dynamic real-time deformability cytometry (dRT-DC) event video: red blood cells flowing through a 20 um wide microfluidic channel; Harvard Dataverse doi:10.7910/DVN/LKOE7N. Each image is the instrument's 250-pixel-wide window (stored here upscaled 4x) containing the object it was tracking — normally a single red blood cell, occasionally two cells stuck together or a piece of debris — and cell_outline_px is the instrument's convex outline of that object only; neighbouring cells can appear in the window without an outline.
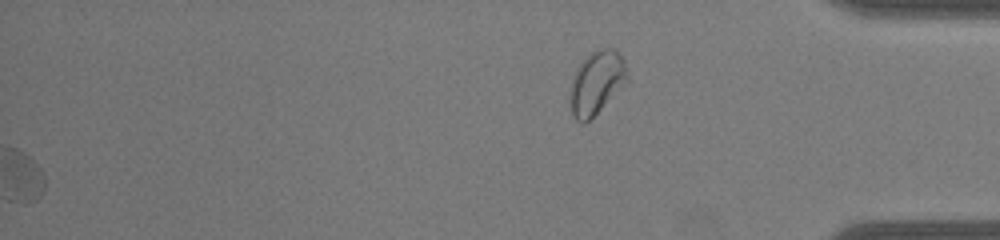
{"species": "common noctule bat (a hibernating species)", "species_latin": "Nyctalus noctula", "temperature_condition": "warm", "stored_images_in_passage": 31, "segment_of_instrument_passage": [3, 3], "camera_frame_rate_fps": 3000, "um_per_image_px": 0.085, "animal": {"sex": "male", "body_mass_g": 19.0, "forearm_length_mm": 50.8}, "frame": {"image": 1, "passage_image": 31, "time_ms": 10.0, "image_size_px": [1000, 240], "cell_outline_px": [[628, 84], [584, 124], [580, 124], [572, 116], [572, 80], [576, 68], [592, 52], [600, 48], [616, 48], [624, 60], [628, 76]], "centroid_in_image_um": [50.77, 7.02], "position_along_channel_um": 384.4, "area_um2": 20.98}}